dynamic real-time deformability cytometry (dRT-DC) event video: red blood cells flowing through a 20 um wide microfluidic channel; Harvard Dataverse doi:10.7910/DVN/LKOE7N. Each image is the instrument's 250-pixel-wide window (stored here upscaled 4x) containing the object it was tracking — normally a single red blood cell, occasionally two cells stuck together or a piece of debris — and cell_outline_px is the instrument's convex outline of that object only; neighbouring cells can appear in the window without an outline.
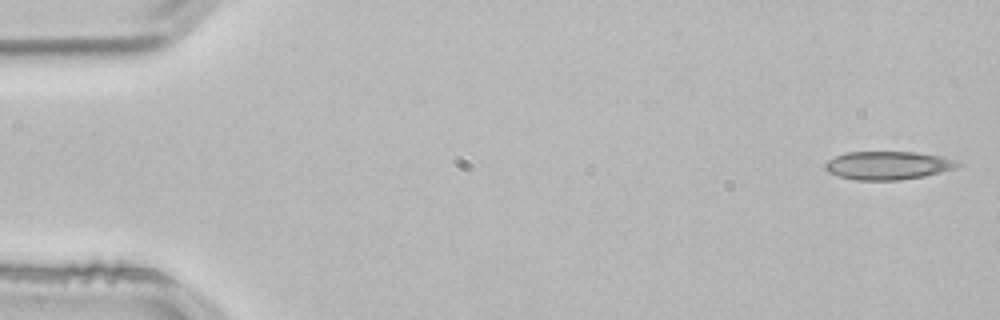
{"species": "common noctule bat (a hibernating species)", "species_latin": "Nyctalus noctula", "temperature_condition": "room temperature", "stored_images_in_passage": 52, "camera_frame_rate_fps": 3000, "um_per_image_px": 0.085, "animal": {"sex": "male", "body_mass_g": 21.5, "forearm_length_mm": 52.0}, "frame": {"image": 1, "passage_image": 1, "time_ms": 0.0, "image_size_px": [1000, 320], "cell_outline_px": [[964, 164], [956, 168], [924, 176], [900, 180], [856, 180], [840, 176], [828, 172], [824, 168], [824, 164], [828, 160], [836, 156], [848, 152], [916, 152], [944, 156], [960, 160]], "centroid_in_image_um": [75.55, 14.05], "position_along_channel_um": 9.5, "area_um2": 22.08}}
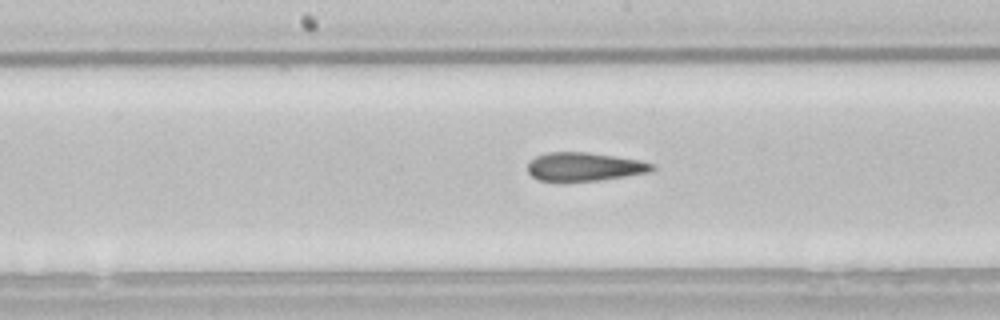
{"frame": {"image": 2, "passage_image": 26, "time_ms": 8.333, "image_size_px": [1000, 320], "cell_outline_px": [[656, 168], [648, 172], [624, 176], [596, 180], [540, 180], [532, 176], [528, 172], [528, 160], [536, 156], [548, 152], [588, 152], [640, 160], [652, 164]], "centroid_in_image_um": [49.64, 14.15], "position_along_channel_um": 198.6, "area_um2": 20.29}}
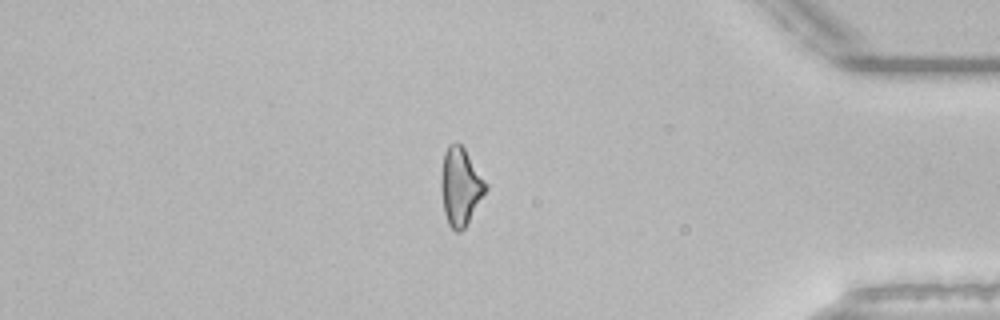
{"frame": {"image": 3, "passage_image": 44, "time_ms": 14.333, "image_size_px": [1000, 320], "cell_outline_px": [[488, 188], [464, 228], [460, 232], [456, 232], [448, 224], [444, 212], [440, 188], [440, 176], [444, 152], [448, 144], [456, 140], [464, 148], [488, 184]], "centroid_in_image_um": [39.12, 15.82], "position_along_channel_um": 396.1, "area_um2": 20.35}, "authors_computed_cell_mechanics": {"area_um2": 21.1259, "velocity_mm_per_s": 3.8458, "shape_relaxation_time_tau1_ms": null, "shape_relaxation_time_tau2_ms": 3.9907, "deformation_change_tau1": null, "deformation_change_tau2": 0.129}}